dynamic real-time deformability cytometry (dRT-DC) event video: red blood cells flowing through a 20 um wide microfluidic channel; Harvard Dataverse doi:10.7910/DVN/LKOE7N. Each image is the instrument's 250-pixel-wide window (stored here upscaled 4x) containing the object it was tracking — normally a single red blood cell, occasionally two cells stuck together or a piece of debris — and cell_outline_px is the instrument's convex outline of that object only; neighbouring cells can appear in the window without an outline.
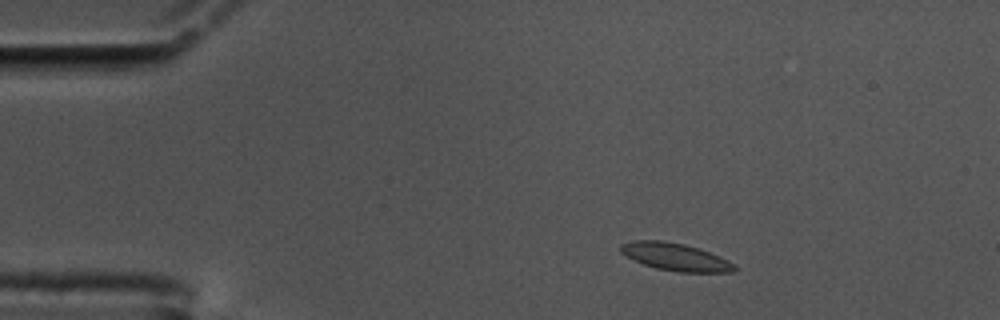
{"species": "common noctule bat (a hibernating species)", "species_latin": "Nyctalus noctula", "temperature_condition": "cold", "stored_images_in_passage": 55, "camera_frame_rate_fps": 3000, "um_per_image_px": 0.085, "animal": {"sex": "male", "body_mass_g": 17.5, "forearm_length_mm": 52.3}, "frame": {"image": 1, "passage_image": 6, "time_ms": 1.667, "image_size_px": [1000, 320], "cell_outline_px": [[736, 268], [732, 272], [680, 272], [656, 268], [632, 260], [620, 252], [620, 244], [632, 240], [664, 240], [684, 244], [700, 248], [736, 264]], "centroid_in_image_um": [57.37, 21.82], "position_along_channel_um": 27.6, "area_um2": 18.32}}
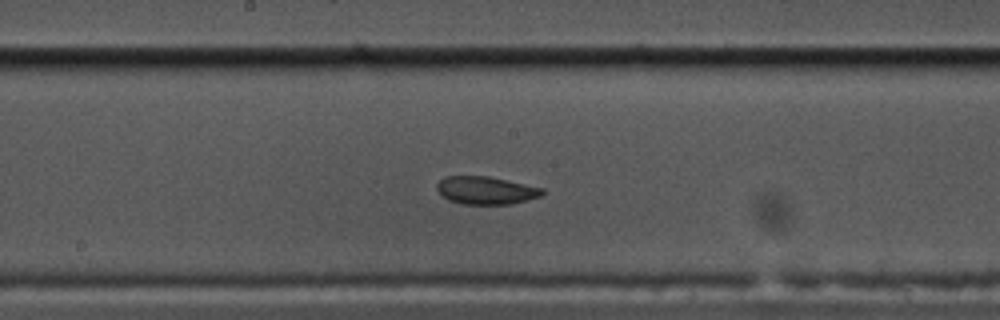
{"frame": {"image": 2, "passage_image": 27, "time_ms": 8.667, "image_size_px": [1000, 320], "cell_outline_px": [[544, 196], [528, 200], [508, 204], [460, 204], [448, 200], [436, 188], [436, 184], [444, 176], [488, 176], [544, 188]], "centroid_in_image_um": [41.32, 16.18], "position_along_channel_um": 206.9, "area_um2": 17.17}}
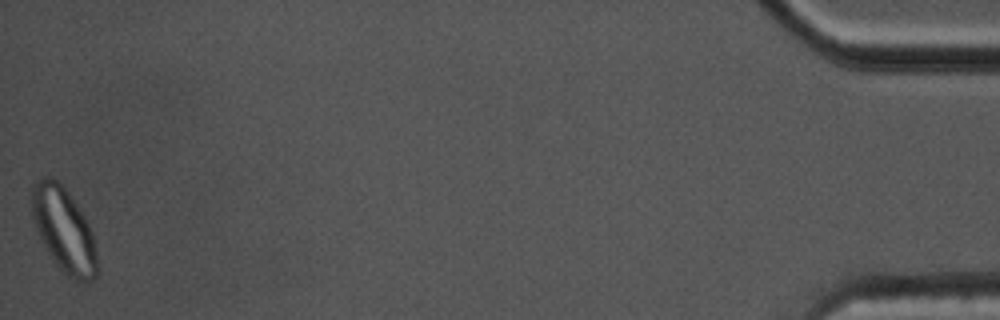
{"frame": {"image": 3, "passage_image": 55, "time_ms": 18.0, "image_size_px": [1000, 320], "cell_outline_px": [[100, 272], [92, 280], [76, 280], [68, 276], [52, 260], [44, 248], [36, 228], [32, 216], [32, 184], [36, 180], [44, 176], [52, 176], [64, 188], [80, 208], [88, 220], [96, 240]], "centroid_in_image_um": [5.47, 19.55], "position_along_channel_um": 429.7, "area_um2": 32.77}}